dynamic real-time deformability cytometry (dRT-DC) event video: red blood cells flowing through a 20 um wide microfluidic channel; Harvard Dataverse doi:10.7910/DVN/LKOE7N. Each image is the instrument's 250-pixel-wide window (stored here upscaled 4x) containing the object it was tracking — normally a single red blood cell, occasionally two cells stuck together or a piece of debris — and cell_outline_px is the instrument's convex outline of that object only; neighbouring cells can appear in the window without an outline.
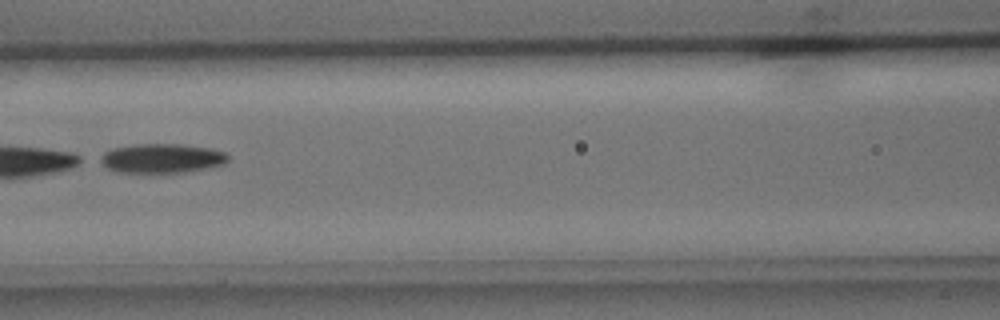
{"species": "common noctule bat (a hibernating species)", "species_latin": "Nyctalus noctula", "temperature_condition": "cold", "stored_images_in_passage": 45, "camera_frame_rate_fps": 3000, "um_per_image_px": 0.085, "animal": {"sex": "male", "body_mass_g": 15.6}, "frame": {"image": 1, "passage_image": 18, "time_ms": 5.667, "image_size_px": [1000, 320], "cell_outline_px": [[228, 160], [224, 164], [208, 168], [184, 172], [116, 172], [108, 168], [96, 160], [96, 156], [104, 152], [116, 148], [140, 144], [180, 144], [208, 148], [224, 152], [228, 156]], "centroid_in_image_um": [13.71, 13.46], "position_along_channel_um": 152.9, "area_um2": 21.73}}